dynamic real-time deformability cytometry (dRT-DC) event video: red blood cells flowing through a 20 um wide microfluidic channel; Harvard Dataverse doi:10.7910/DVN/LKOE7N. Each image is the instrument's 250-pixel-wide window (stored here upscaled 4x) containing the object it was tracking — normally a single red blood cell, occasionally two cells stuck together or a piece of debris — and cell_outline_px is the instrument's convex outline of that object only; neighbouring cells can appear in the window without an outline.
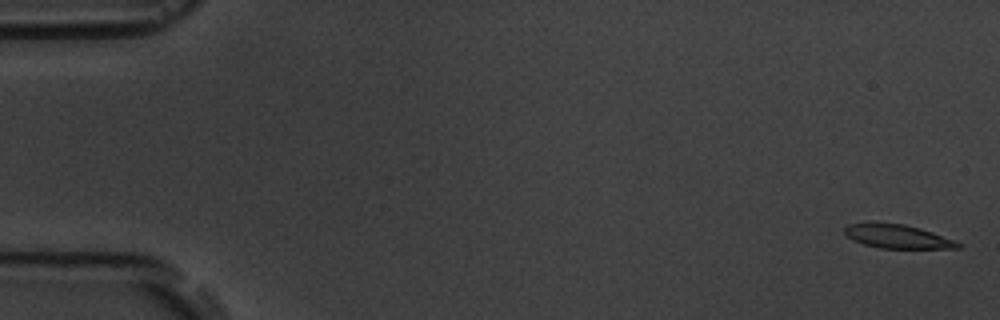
{"species": "common noctule bat (a hibernating species)", "species_latin": "Nyctalus noctula", "temperature_condition": "room temperature", "stored_images_in_passage": 7, "camera_frame_rate_fps": 3000, "um_per_image_px": 0.085, "animal": {"sex": "male", "body_mass_g": 19.5, "forearm_length_mm": 54.6}, "frame": {"image": 1, "passage_image": 1, "time_ms": 0.0, "image_size_px": [1000, 320], "cell_outline_px": [[964, 244], [960, 248], [880, 248], [864, 244], [852, 240], [844, 232], [844, 228], [848, 224], [904, 224], [920, 228], [956, 240]], "centroid_in_image_um": [76.36, 20.12], "position_along_channel_um": 8.6, "area_um2": 15.37}}
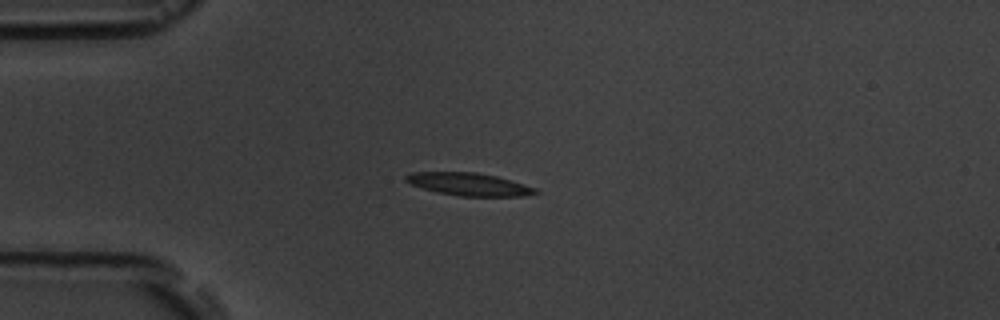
{"frame": {"image": 2, "passage_image": 5, "time_ms": 4.333, "image_size_px": [1000, 320], "cell_outline_px": [[540, 192], [524, 196], [460, 196], [436, 192], [412, 184], [404, 180], [404, 176], [412, 172], [476, 172], [496, 176], [536, 188]], "centroid_in_image_um": [39.85, 15.66], "position_along_channel_um": 45.2, "area_um2": 16.99}}
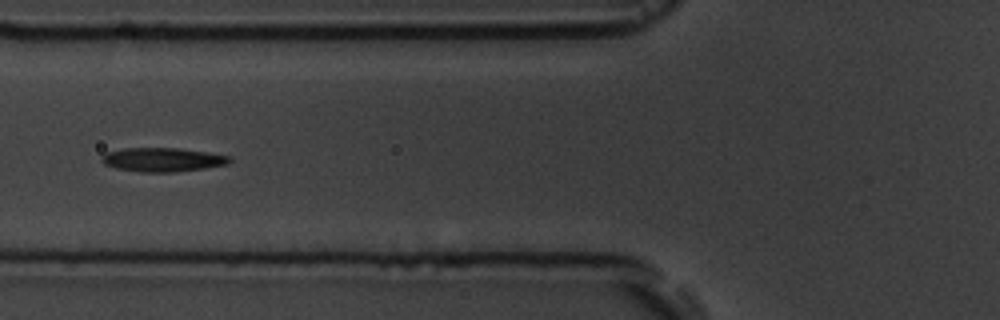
{"frame": {"image": 3, "passage_image": 7, "time_ms": 6.667, "image_size_px": [1000, 320], "cell_outline_px": [[232, 160], [228, 164], [204, 168], [172, 172], [140, 172], [116, 168], [104, 164], [100, 160], [104, 152], [124, 148], [176, 148], [208, 152], [232, 156]], "centroid_in_image_um": [13.81, 13.56], "position_along_channel_um": 112.0, "area_um2": 17.92}}